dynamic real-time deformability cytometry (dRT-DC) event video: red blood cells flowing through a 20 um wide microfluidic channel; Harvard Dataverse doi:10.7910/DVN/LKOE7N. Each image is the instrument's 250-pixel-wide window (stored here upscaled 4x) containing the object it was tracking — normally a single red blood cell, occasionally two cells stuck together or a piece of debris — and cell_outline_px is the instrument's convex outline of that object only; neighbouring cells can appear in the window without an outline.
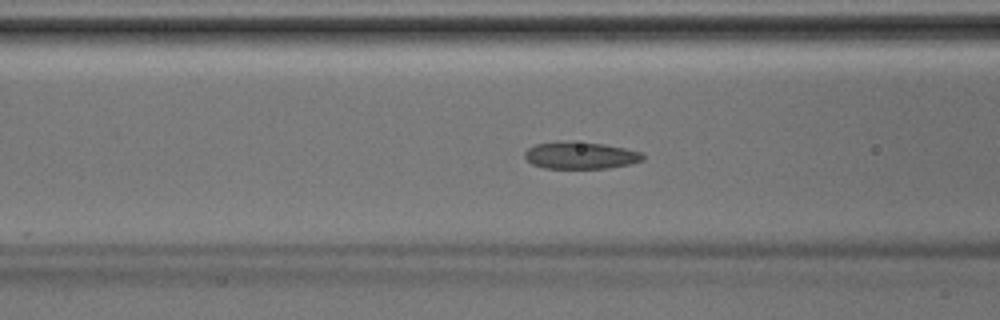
{"species": "Egyptian fruit bat (a non-hibernating species)", "species_latin": "Rousettus aegyptiacus", "temperature_condition": "room temperature", "stored_images_in_passage": 38, "camera_frame_rate_fps": 3000, "um_per_image_px": 0.085, "animal": {"sex": "male"}, "frame": {"image": 1, "passage_image": 13, "time_ms": 4.0, "image_size_px": [1000, 320], "cell_outline_px": [[644, 160], [632, 164], [608, 168], [544, 168], [532, 164], [524, 156], [524, 152], [528, 148], [536, 144], [604, 144], [624, 148], [640, 152], [644, 156]], "centroid_in_image_um": [49.39, 13.26], "position_along_channel_um": 117.2, "area_um2": 17.74}}
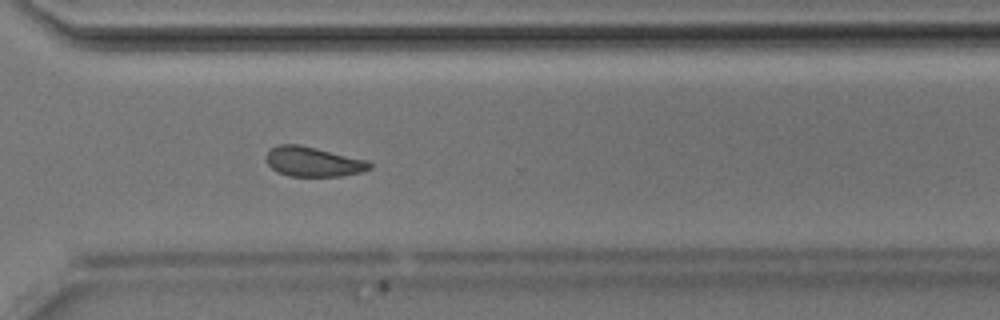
{"frame": {"image": 2, "passage_image": 27, "time_ms": 8.667, "image_size_px": [1000, 320], "cell_outline_px": [[372, 168], [360, 172], [344, 176], [288, 176], [276, 172], [268, 164], [264, 156], [272, 148], [280, 144], [300, 144], [368, 160], [372, 164]], "centroid_in_image_um": [26.62, 13.75], "position_along_channel_um": 344.0, "area_um2": 18.09}}
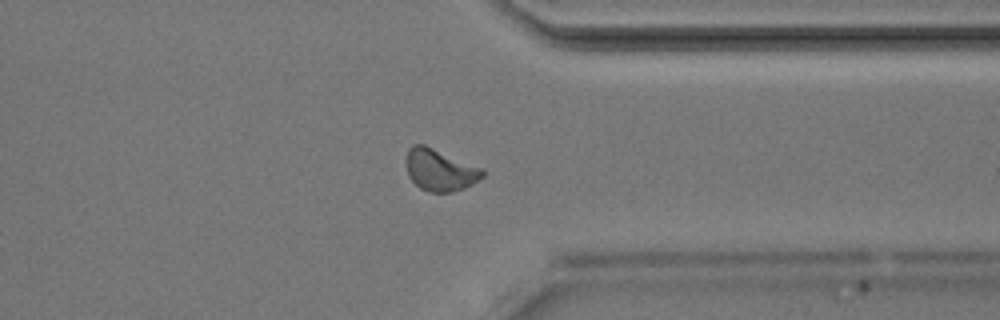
{"frame": {"image": 3, "passage_image": 29, "time_ms": 9.333, "image_size_px": [1000, 320], "cell_outline_px": [[484, 176], [472, 184], [464, 188], [452, 192], [428, 192], [420, 188], [408, 176], [408, 148], [412, 144], [424, 144], [484, 168]], "centroid_in_image_um": [37.43, 14.45], "position_along_channel_um": 374.0, "area_um2": 18.55}}